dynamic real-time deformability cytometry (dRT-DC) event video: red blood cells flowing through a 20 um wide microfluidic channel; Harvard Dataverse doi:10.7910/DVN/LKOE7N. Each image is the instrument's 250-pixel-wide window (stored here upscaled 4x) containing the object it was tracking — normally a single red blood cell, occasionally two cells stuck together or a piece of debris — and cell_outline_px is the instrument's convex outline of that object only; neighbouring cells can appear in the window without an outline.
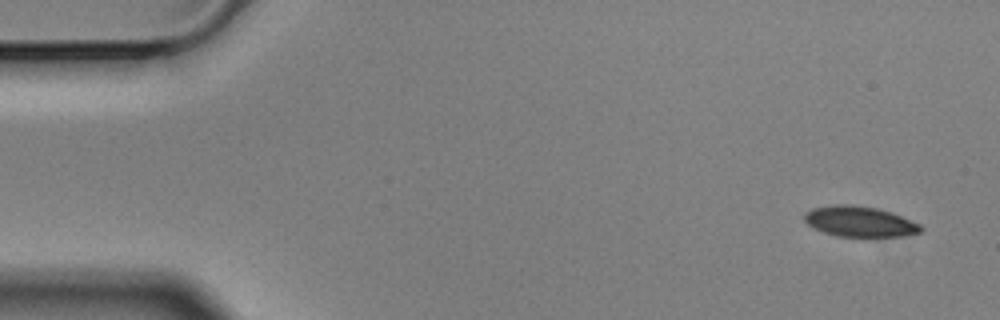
{"species": "Egyptian fruit bat (a non-hibernating species)", "species_latin": "Rousettus aegyptiacus", "temperature_condition": "cold", "stored_images_in_passage": 2, "camera_frame_rate_fps": 3000, "um_per_image_px": 0.085, "animal": {"sex": "male"}, "frame": {"image": 1, "passage_image": 1, "time_ms": 0.0, "image_size_px": [1000, 320], "cell_outline_px": [[924, 228], [920, 232], [900, 236], [840, 236], [824, 232], [808, 224], [804, 220], [804, 212], [812, 208], [836, 204], [852, 204], [876, 208], [892, 212], [920, 224]], "centroid_in_image_um": [73.07, 18.81], "position_along_channel_um": 11.9, "area_um2": 20.52}}